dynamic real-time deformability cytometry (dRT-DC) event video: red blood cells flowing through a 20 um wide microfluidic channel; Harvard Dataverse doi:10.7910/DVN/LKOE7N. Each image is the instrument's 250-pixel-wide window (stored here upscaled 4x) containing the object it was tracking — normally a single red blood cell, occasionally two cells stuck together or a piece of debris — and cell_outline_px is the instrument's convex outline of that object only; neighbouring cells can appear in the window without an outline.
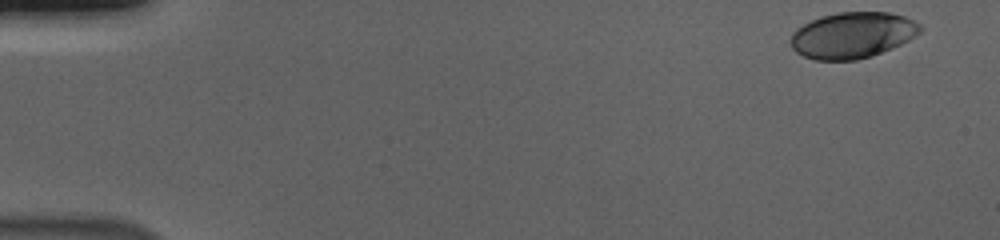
{"species": "human", "species_latin": "Homo sapiens", "temperature_condition": "cold", "stored_images_in_passage": 54, "camera_frame_rate_fps": 3000, "um_per_image_px": 0.085, "donor": {"sex": "male"}, "frame": {"image": 1, "passage_image": 1, "time_ms": 0.0, "image_size_px": [1000, 240], "cell_outline_px": [[924, 28], [916, 36], [892, 48], [856, 60], [816, 60], [804, 56], [796, 52], [792, 48], [788, 40], [792, 32], [796, 28], [820, 16], [840, 12], [888, 12], [904, 16], [920, 24]], "centroid_in_image_um": [72.43, 2.98], "position_along_channel_um": 12.6, "area_um2": 34.8}}
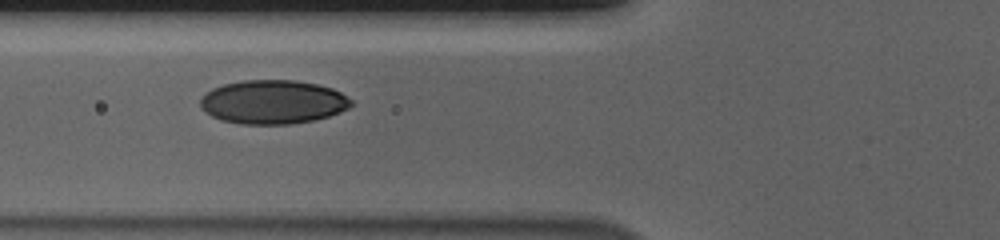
{"frame": {"image": 2, "passage_image": 20, "time_ms": 6.333, "image_size_px": [1000, 240], "cell_outline_px": [[352, 104], [348, 108], [340, 112], [328, 116], [312, 120], [288, 124], [240, 124], [220, 120], [212, 116], [200, 108], [200, 96], [204, 92], [212, 88], [224, 84], [244, 80], [296, 80], [316, 84], [332, 88], [340, 92], [352, 100]], "centroid_in_image_um": [23.15, 8.66], "position_along_channel_um": 102.6, "area_um2": 38.67}}
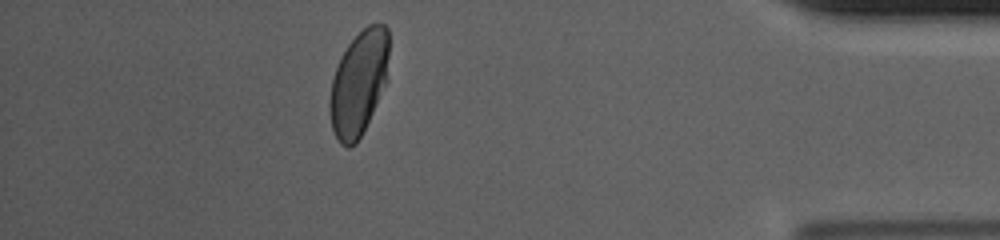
{"frame": {"image": 3, "passage_image": 48, "time_ms": 15.667, "image_size_px": [1000, 240], "cell_outline_px": [[388, 80], [356, 144], [348, 148], [340, 144], [332, 128], [328, 108], [328, 104], [332, 80], [336, 68], [348, 44], [368, 24], [384, 24], [388, 28]], "centroid_in_image_um": [30.49, 7.07], "position_along_channel_um": 404.7, "area_um2": 35.95}, "authors_computed_cell_mechanics": {"area_um2": 37.0787, "velocity_mm_per_s": 3.6862, "shape_relaxation_time_tau1_ms": 4.0493, "shape_relaxation_time_tau2_ms": null, "deformation_change_tau1": 0.1358, "deformation_change_tau2": null}}